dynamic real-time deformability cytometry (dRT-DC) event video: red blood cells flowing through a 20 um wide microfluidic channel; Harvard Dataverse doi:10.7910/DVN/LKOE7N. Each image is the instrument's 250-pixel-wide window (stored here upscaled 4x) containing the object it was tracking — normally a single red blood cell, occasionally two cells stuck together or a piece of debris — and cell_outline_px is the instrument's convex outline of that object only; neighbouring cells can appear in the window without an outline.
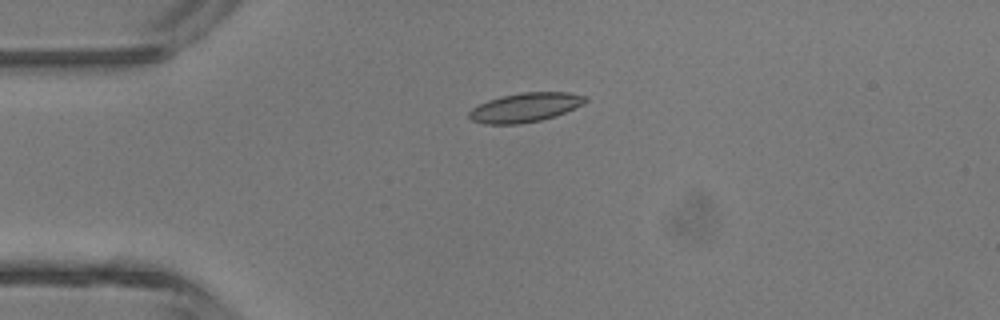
{"species": "common noctule bat (a hibernating species)", "species_latin": "Nyctalus noctula", "temperature_condition": "room temperature", "stored_images_in_passage": 5, "camera_frame_rate_fps": 3000, "um_per_image_px": 0.085, "animal": {"sex": "male", "body_mass_g": 13.3}, "frame": {"image": 1, "passage_image": 3, "time_ms": 3.0, "image_size_px": [1000, 320], "cell_outline_px": [[588, 100], [584, 104], [556, 116], [540, 120], [520, 124], [484, 124], [472, 120], [468, 116], [468, 112], [472, 108], [488, 100], [500, 96], [520, 92], [568, 92], [588, 96]], "centroid_in_image_um": [44.66, 9.12], "position_along_channel_um": 40.3, "area_um2": 19.94}}
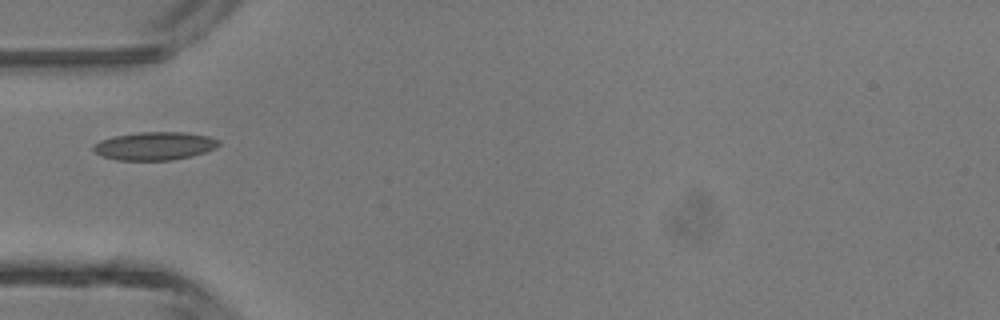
{"frame": {"image": 2, "passage_image": 4, "time_ms": 4.333, "image_size_px": [1000, 320], "cell_outline_px": [[220, 144], [216, 148], [192, 156], [172, 160], [116, 160], [92, 152], [92, 144], [100, 140], [116, 136], [140, 132], [184, 132], [208, 136], [220, 140]], "centroid_in_image_um": [13.14, 12.41], "position_along_channel_um": 71.9, "area_um2": 20.63}}
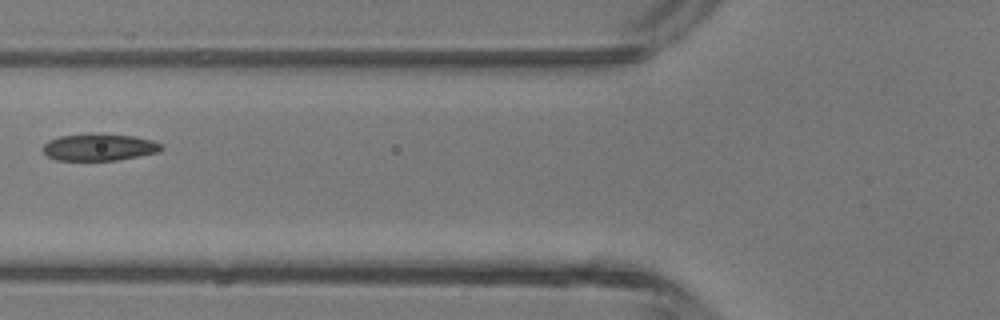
{"frame": {"image": 3, "passage_image": 5, "time_ms": 5.333, "image_size_px": [1000, 320], "cell_outline_px": [[164, 148], [160, 152], [140, 156], [116, 160], [56, 160], [48, 156], [40, 148], [48, 140], [60, 136], [88, 132], [92, 132], [136, 136], [152, 140], [164, 144]], "centroid_in_image_um": [8.45, 12.49], "position_along_channel_um": 117.3, "area_um2": 19.19}}